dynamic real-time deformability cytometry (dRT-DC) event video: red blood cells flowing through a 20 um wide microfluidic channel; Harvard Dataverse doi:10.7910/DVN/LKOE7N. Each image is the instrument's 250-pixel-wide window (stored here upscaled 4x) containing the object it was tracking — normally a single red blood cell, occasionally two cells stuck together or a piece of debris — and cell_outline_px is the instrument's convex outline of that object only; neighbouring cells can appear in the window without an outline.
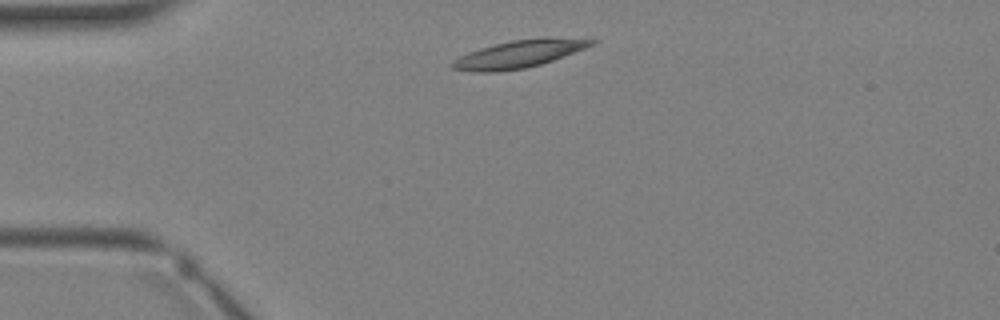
{"species": "Egyptian fruit bat (a non-hibernating species)", "species_latin": "Rousettus aegyptiacus", "temperature_condition": "warm", "stored_images_in_passage": 2, "camera_frame_rate_fps": 3000, "um_per_image_px": 0.085, "animal": {"sex": "female"}, "frame": {"image": 1, "passage_image": 1, "time_ms": 0.0, "image_size_px": [1000, 320], "cell_outline_px": [[600, 40], [584, 48], [552, 60], [540, 64], [524, 68], [500, 72], [476, 72], [452, 68], [448, 64], [452, 60], [468, 52], [480, 48], [512, 40], [544, 36], [548, 36]], "centroid_in_image_um": [44.08, 4.58], "position_along_channel_um": 40.9, "area_um2": 22.37}}